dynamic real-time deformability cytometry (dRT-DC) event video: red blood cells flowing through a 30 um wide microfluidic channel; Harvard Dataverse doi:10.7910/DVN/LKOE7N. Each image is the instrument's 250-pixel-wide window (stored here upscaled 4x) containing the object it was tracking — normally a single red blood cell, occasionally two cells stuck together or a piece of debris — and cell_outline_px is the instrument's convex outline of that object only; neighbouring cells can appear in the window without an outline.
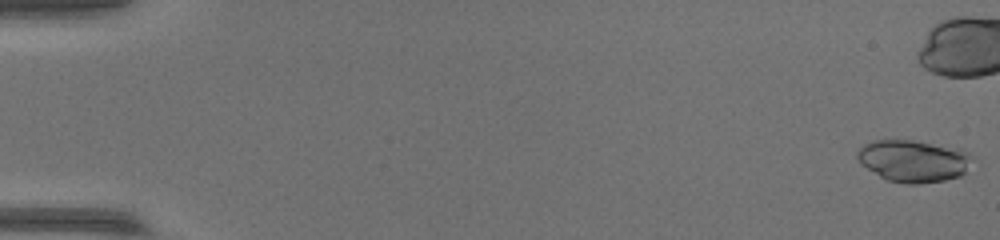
{"species": "common noctule bat (a hibernating species)", "species_latin": "Nyctalus noctula", "temperature_condition": "warm", "stored_images_in_passage": 54, "camera_frame_rate_fps": 3000, "um_per_image_px": 0.085, "animal": {"sex": "female", "body_mass_g": 17.0, "forearm_length_mm": 48.0}, "frame": {"image": 1, "passage_image": 1, "time_ms": 0.0, "image_size_px": [1000, 240], "cell_outline_px": [[972, 156], [964, 172], [960, 176], [944, 180], [920, 184], [904, 184], [888, 180], [880, 176], [860, 164], [856, 156], [856, 152], [864, 144], [872, 140], [912, 140], [960, 148], [968, 152]], "centroid_in_image_um": [77.61, 13.67], "position_along_channel_um": 7.4, "area_um2": 28.15}}
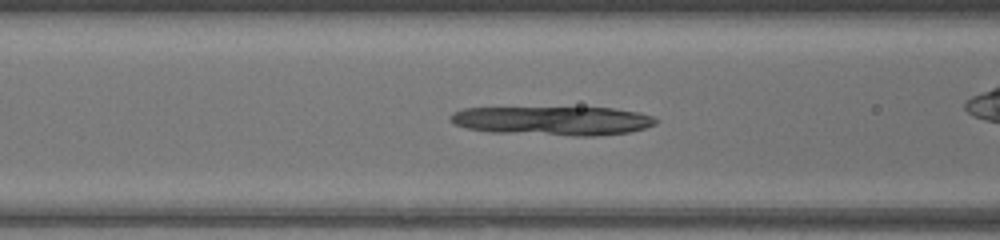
{"frame": {"image": 2, "passage_image": 23, "time_ms": 7.333, "image_size_px": [1000, 240], "cell_outline_px": [[660, 120], [656, 124], [644, 128], [628, 132], [596, 136], [572, 136], [488, 132], [468, 128], [452, 124], [448, 116], [452, 112], [464, 108], [612, 108], [640, 112], [652, 116]], "centroid_in_image_um": [46.98, 10.27], "position_along_channel_um": 119.6, "area_um2": 34.91}}